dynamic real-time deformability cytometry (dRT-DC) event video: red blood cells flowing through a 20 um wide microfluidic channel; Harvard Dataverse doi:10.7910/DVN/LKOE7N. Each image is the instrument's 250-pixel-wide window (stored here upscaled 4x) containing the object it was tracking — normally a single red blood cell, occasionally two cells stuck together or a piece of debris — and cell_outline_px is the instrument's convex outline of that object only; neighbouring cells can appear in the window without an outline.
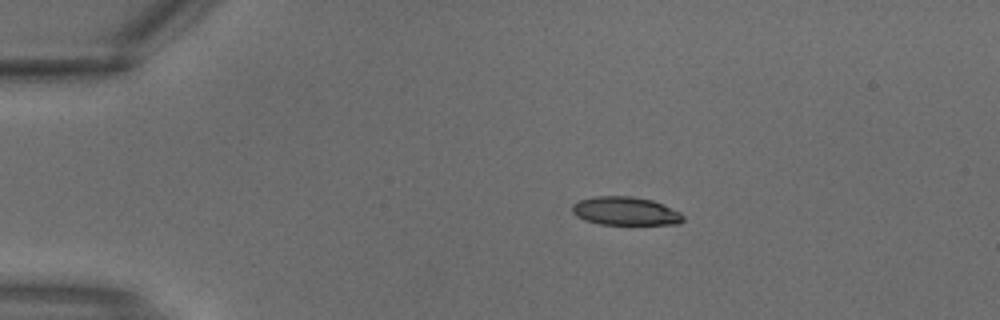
{"species": "common noctule bat (a hibernating species)", "species_latin": "Nyctalus noctula", "temperature_condition": "warm", "stored_images_in_passage": 2, "camera_frame_rate_fps": 3000, "um_per_image_px": 0.085, "animal": {"sex": "male", "body_mass_g": 18.8}, "frame": {"image": 1, "passage_image": 1, "time_ms": 0.0, "image_size_px": [1000, 320], "cell_outline_px": [[684, 220], [680, 224], [600, 224], [584, 220], [576, 216], [572, 212], [572, 204], [580, 200], [592, 196], [632, 196], [652, 200], [664, 204], [680, 212], [684, 216]], "centroid_in_image_um": [53.16, 17.94], "position_along_channel_um": 31.8, "area_um2": 18.5}}